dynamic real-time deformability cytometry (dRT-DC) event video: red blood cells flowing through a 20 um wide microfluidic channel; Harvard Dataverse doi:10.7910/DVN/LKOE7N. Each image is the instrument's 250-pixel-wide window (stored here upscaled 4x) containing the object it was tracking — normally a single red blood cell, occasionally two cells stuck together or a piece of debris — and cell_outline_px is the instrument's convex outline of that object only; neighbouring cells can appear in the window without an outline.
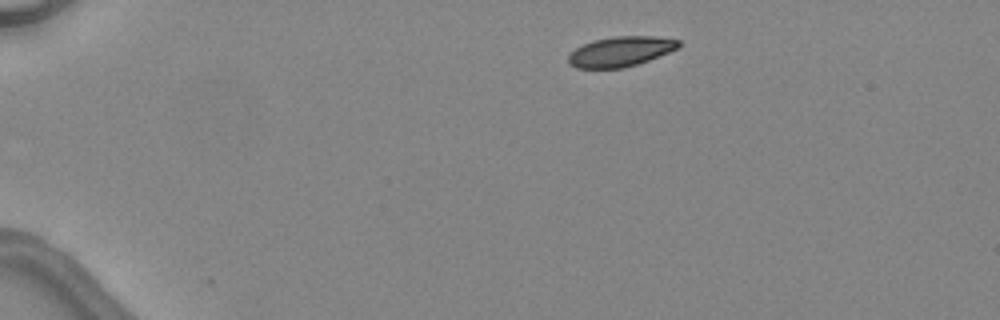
{"species": "common noctule bat (a hibernating species)", "species_latin": "Nyctalus noctula", "temperature_condition": "warm", "stored_images_in_passage": 3, "camera_frame_rate_fps": 3000, "um_per_image_px": 0.085, "animal": {"sex": "female", "body_mass_g": 24.6, "forearm_length_mm": 56.2}, "frame": {"image": 1, "passage_image": 1, "time_ms": 0.0, "image_size_px": [1000, 320], "cell_outline_px": [[680, 48], [648, 60], [624, 68], [576, 68], [568, 64], [568, 56], [576, 48], [592, 40], [616, 36], [656, 36], [680, 40]], "centroid_in_image_um": [52.76, 4.37], "position_along_channel_um": 32.2, "area_um2": 19.31}}